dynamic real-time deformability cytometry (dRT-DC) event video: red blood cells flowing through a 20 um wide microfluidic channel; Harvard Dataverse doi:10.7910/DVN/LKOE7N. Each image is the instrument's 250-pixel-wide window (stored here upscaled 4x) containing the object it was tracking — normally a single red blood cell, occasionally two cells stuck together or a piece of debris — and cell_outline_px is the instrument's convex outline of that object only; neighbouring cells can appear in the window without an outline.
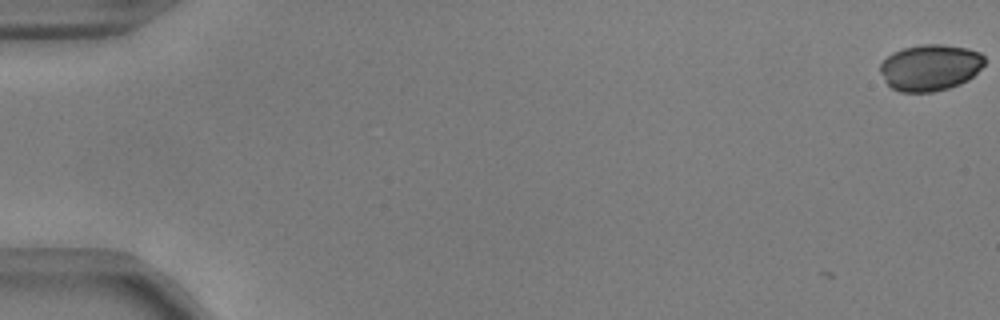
{"species": "common noctule bat (a hibernating species)", "species_latin": "Nyctalus noctula", "temperature_condition": "warm", "stored_images_in_passage": 4, "camera_frame_rate_fps": 3000, "um_per_image_px": 0.085, "animal": {"sex": "male", "body_mass_g": 17.9, "forearm_length_mm": 54.2}, "frame": {"image": 1, "passage_image": 1, "time_ms": 0.0, "image_size_px": [1000, 320], "cell_outline_px": [[984, 64], [968, 80], [960, 84], [948, 88], [932, 92], [900, 92], [892, 88], [884, 80], [880, 72], [880, 64], [892, 52], [904, 48], [924, 44], [944, 44], [968, 48], [980, 52], [984, 56]], "centroid_in_image_um": [79.06, 5.73], "position_along_channel_um": 5.9, "area_um2": 28.21}}